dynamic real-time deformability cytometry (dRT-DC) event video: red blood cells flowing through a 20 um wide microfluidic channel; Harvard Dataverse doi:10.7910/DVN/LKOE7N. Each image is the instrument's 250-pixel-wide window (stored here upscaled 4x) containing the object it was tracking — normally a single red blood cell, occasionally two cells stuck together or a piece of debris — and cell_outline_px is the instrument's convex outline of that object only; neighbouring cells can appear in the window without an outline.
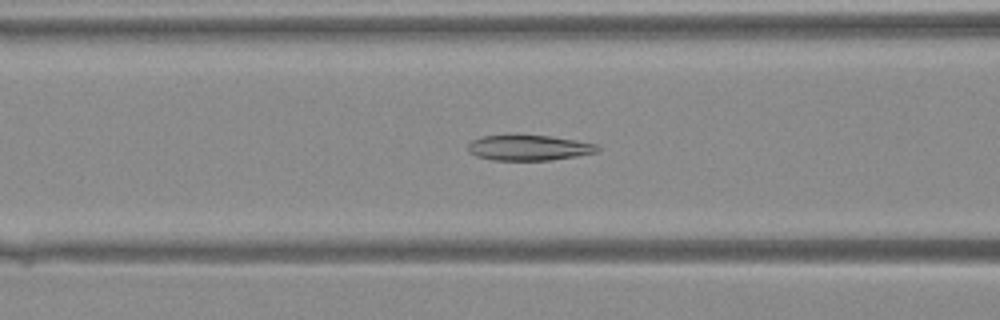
{"species": "Egyptian fruit bat (a non-hibernating species)", "species_latin": "Rousettus aegyptiacus", "temperature_condition": "warm", "stored_images_in_passage": 41, "camera_frame_rate_fps": 3000, "um_per_image_px": 0.085, "animal": {"sex": "female"}, "frame": {"image": 1, "passage_image": 17, "time_ms": 5.333, "image_size_px": [1000, 320], "cell_outline_px": [[600, 148], [596, 152], [576, 156], [548, 160], [492, 160], [476, 156], [468, 152], [468, 144], [472, 140], [480, 136], [548, 136], [596, 144]], "centroid_in_image_um": [44.9, 12.57], "position_along_channel_um": 121.7, "area_um2": 18.79}}
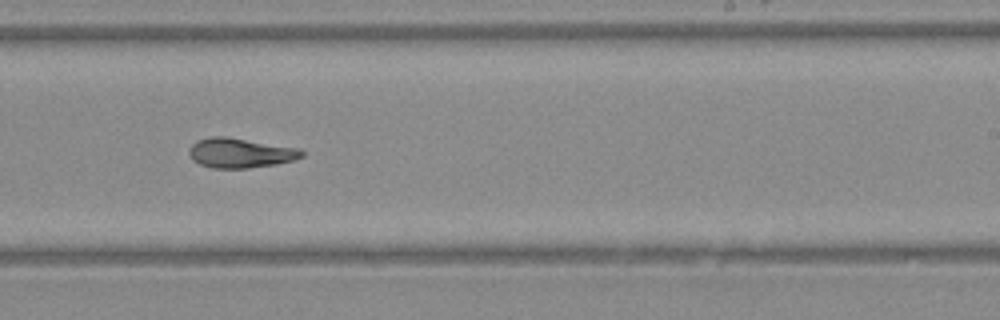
{"frame": {"image": 2, "passage_image": 26, "time_ms": 8.333, "image_size_px": [1000, 320], "cell_outline_px": [[304, 156], [292, 160], [276, 164], [248, 168], [212, 168], [200, 164], [192, 160], [188, 152], [188, 148], [196, 140], [212, 136], [224, 136], [300, 148], [304, 152]], "centroid_in_image_um": [20.4, 12.99], "position_along_channel_um": 268.6, "area_um2": 19.59}}
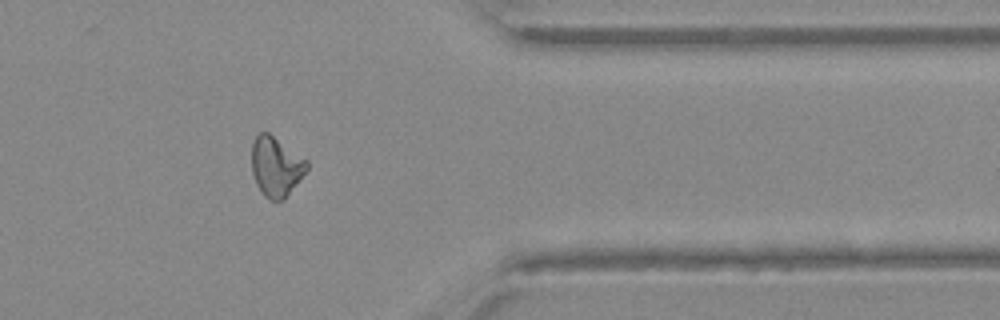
{"frame": {"image": 3, "passage_image": 34, "time_ms": 11.0, "image_size_px": [1000, 320], "cell_outline_px": [[308, 168], [300, 180], [284, 200], [268, 200], [264, 196], [256, 184], [252, 172], [252, 144], [256, 136], [260, 132], [268, 132], [308, 160]], "centroid_in_image_um": [23.46, 14.17], "position_along_channel_um": 387.9, "area_um2": 19.25}}